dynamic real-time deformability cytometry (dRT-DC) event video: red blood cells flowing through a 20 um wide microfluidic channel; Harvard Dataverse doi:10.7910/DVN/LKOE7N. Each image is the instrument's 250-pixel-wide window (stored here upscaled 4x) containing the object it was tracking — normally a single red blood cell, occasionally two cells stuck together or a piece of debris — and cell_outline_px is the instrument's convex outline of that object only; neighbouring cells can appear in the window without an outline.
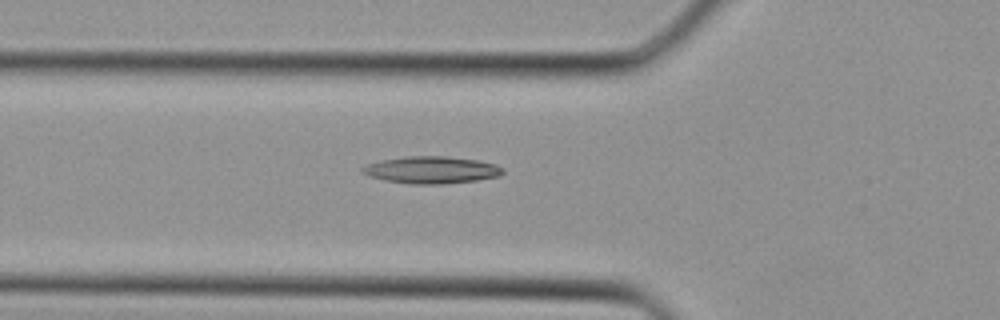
{"species": "Egyptian fruit bat (a non-hibernating species)", "species_latin": "Rousettus aegyptiacus", "temperature_condition": "cold", "stored_images_in_passage": 28, "camera_frame_rate_fps": 3000, "um_per_image_px": 0.085, "animal": {"sex": "female"}, "frame": {"image": 1, "passage_image": 5, "time_ms": 1.333, "image_size_px": [1000, 320], "cell_outline_px": [[504, 172], [500, 176], [476, 180], [444, 184], [412, 184], [384, 180], [372, 176], [364, 172], [360, 168], [368, 164], [380, 160], [408, 156], [444, 156], [476, 160], [496, 164], [504, 168]], "centroid_in_image_um": [36.72, 14.44], "position_along_channel_um": 89.1, "area_um2": 22.02}}
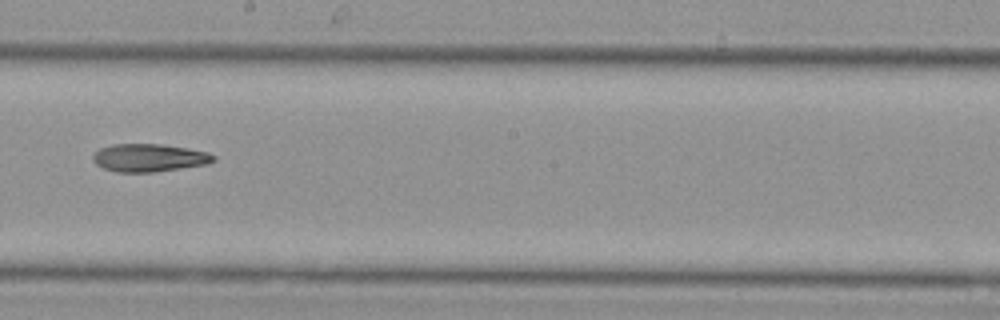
{"frame": {"image": 2, "passage_image": 13, "time_ms": 4.0, "image_size_px": [1000, 320], "cell_outline_px": [[216, 160], [208, 164], [152, 172], [116, 172], [104, 168], [96, 164], [92, 160], [92, 156], [100, 148], [112, 144], [160, 144], [188, 148], [208, 152], [216, 156]], "centroid_in_image_um": [12.68, 13.41], "position_along_channel_um": 235.5, "area_um2": 19.59}}
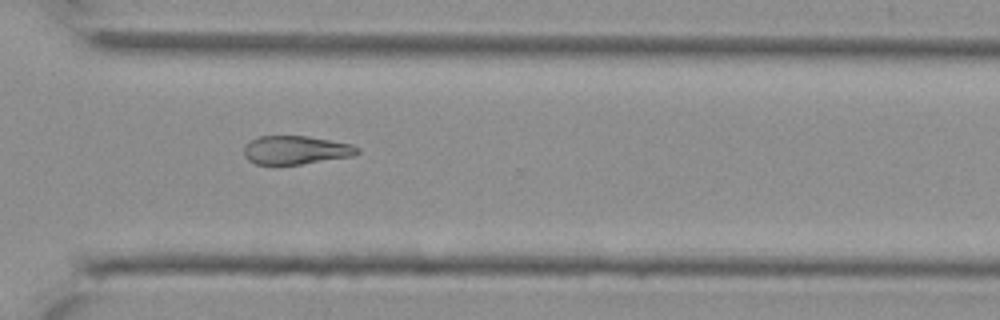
{"frame": {"image": 3, "passage_image": 19, "time_ms": 6.0, "image_size_px": [1000, 320], "cell_outline_px": [[360, 152], [352, 156], [300, 164], [256, 164], [248, 160], [244, 156], [244, 148], [248, 140], [256, 136], [308, 136], [352, 144], [360, 148]], "centroid_in_image_um": [25.12, 12.74], "position_along_channel_um": 345.5, "area_um2": 18.9}}